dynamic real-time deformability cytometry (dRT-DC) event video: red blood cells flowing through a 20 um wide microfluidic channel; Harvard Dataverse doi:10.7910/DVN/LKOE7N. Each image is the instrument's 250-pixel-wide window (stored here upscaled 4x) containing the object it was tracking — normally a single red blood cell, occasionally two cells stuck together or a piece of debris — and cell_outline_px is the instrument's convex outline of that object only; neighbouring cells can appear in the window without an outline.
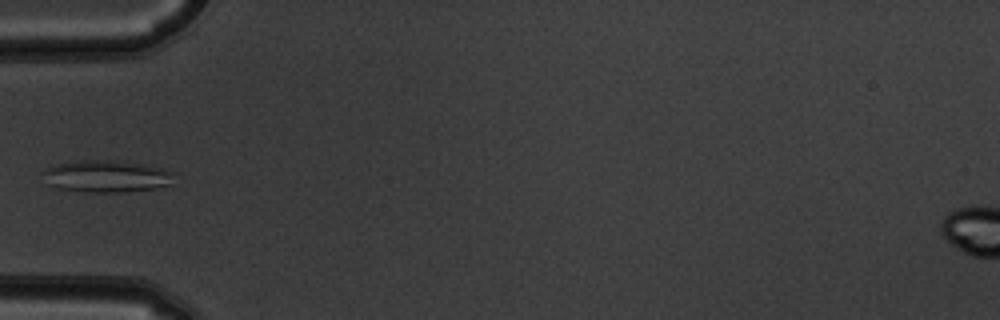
{"species": "common noctule bat (a hibernating species)", "species_latin": "Nyctalus noctula", "temperature_condition": "warm", "stored_images_in_passage": 6, "camera_frame_rate_fps": 3000, "um_per_image_px": 0.085, "animal": {"sex": "male", "body_mass_g": 19.5, "forearm_length_mm": 54.6}, "frame": {"image": 1, "passage_image": 5, "time_ms": 1.333, "image_size_px": [1000, 320], "cell_outline_px": [[176, 172], [172, 184], [156, 188], [124, 192], [84, 192], [60, 188], [48, 184], [44, 172], [44, 168], [76, 160], [112, 160], [144, 164], [164, 168]], "centroid_in_image_um": [9.14, 14.98], "position_along_channel_um": 75.9, "area_um2": 24.57}}
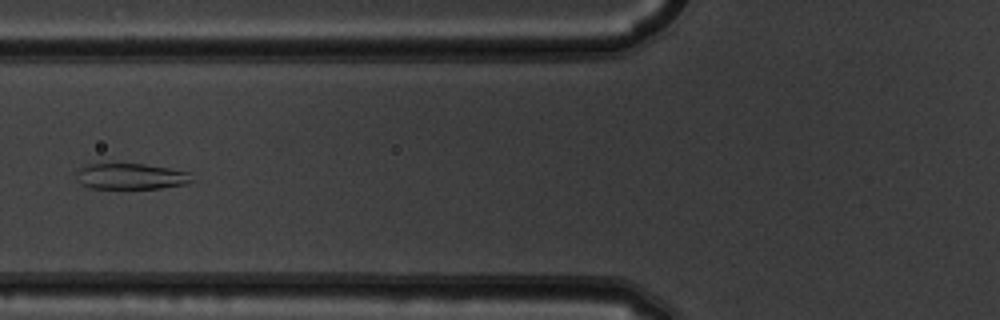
{"frame": {"image": 2, "passage_image": 6, "time_ms": 1.667, "image_size_px": [1000, 320], "cell_outline_px": [[192, 180], [188, 184], [160, 188], [88, 188], [80, 184], [76, 172], [80, 168], [88, 164], [144, 164], [192, 172]], "centroid_in_image_um": [11.16, 14.99], "position_along_channel_um": 114.6, "area_um2": 17.46}}